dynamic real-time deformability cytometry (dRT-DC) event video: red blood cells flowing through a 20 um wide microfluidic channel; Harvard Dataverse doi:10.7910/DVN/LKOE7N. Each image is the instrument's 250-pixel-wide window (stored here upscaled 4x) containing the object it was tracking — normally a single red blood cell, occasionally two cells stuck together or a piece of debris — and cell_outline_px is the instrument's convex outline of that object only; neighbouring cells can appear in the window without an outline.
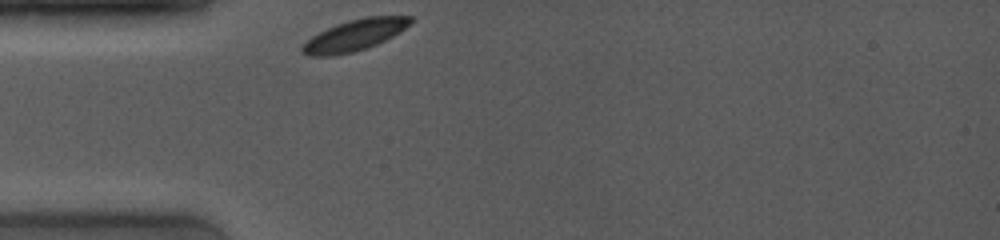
{"species": "common noctule bat (a hibernating species)", "species_latin": "Nyctalus noctula", "temperature_condition": "room temperature", "stored_images_in_passage": 10, "camera_frame_rate_fps": 4000, "um_per_image_px": 0.085, "animal": {"sex": "female", "body_mass_g": 19.0, "forearm_length_mm": 53.3}, "frame": {"image": 1, "passage_image": 1, "time_ms": 0.0, "image_size_px": [1000, 240], "cell_outline_px": [[412, 20], [404, 28], [392, 36], [376, 44], [352, 52], [332, 56], [308, 56], [300, 52], [300, 48], [312, 36], [336, 24], [348, 20], [364, 16], [412, 16]], "centroid_in_image_um": [30.09, 2.99], "position_along_channel_um": 54.9, "area_um2": 19.36}}